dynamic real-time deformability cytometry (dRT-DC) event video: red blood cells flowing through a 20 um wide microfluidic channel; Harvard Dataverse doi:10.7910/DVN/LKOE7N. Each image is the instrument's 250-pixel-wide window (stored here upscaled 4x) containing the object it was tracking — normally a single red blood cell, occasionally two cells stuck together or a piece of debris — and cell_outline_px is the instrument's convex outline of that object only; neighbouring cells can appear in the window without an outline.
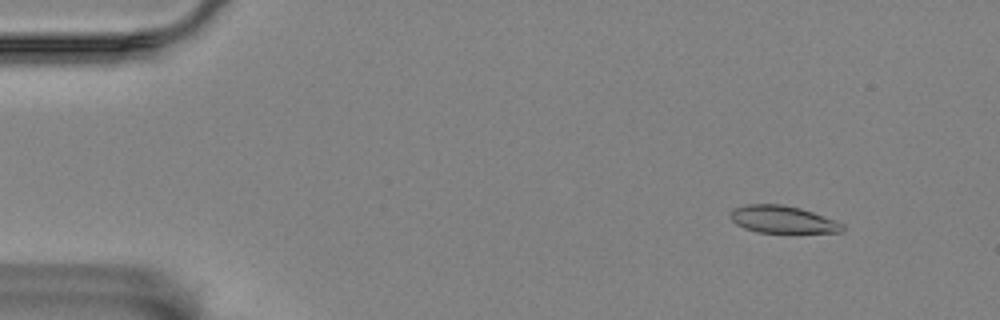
{"species": "Egyptian fruit bat (a non-hibernating species)", "species_latin": "Rousettus aegyptiacus", "temperature_condition": "room temperature", "stored_images_in_passage": 4, "camera_frame_rate_fps": 3000, "um_per_image_px": 0.085, "animal": {"sex": "female"}, "frame": {"image": 1, "passage_image": 2, "time_ms": 1.0, "image_size_px": [1000, 320], "cell_outline_px": [[844, 232], [756, 232], [744, 228], [736, 224], [728, 216], [728, 212], [732, 208], [744, 204], [784, 204], [800, 208], [812, 212], [844, 224]], "centroid_in_image_um": [66.44, 18.64], "position_along_channel_um": 18.6, "area_um2": 17.92}}